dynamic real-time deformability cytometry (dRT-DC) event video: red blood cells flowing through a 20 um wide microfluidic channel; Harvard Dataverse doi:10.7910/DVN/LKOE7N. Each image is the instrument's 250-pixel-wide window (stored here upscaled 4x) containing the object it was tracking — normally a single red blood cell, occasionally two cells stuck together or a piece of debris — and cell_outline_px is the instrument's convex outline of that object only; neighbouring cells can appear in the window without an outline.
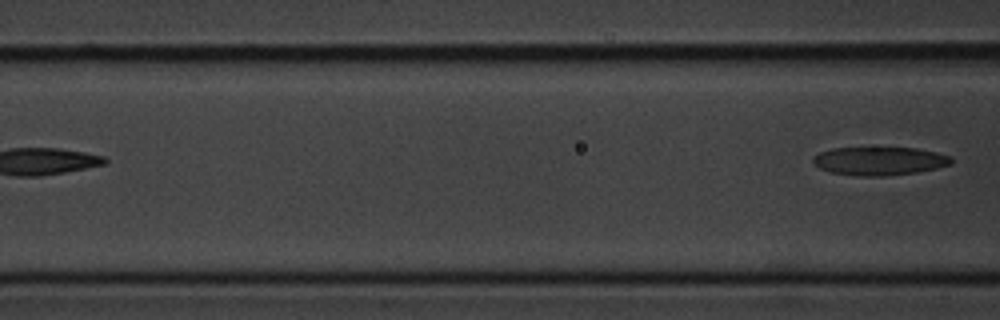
{"species": "common noctule bat (a hibernating species)", "species_latin": "Nyctalus noctula", "temperature_condition": "cold", "stored_images_in_passage": 4, "camera_frame_rate_fps": 3000, "um_per_image_px": 0.085, "animal": {"sex": "male", "body_mass_g": 20.1, "forearm_length_mm": 53.5}, "frame": {"image": 1, "passage_image": 4, "time_ms": 3.667, "image_size_px": [1000, 320], "cell_outline_px": [[952, 164], [936, 168], [916, 172], [884, 176], [860, 176], [828, 172], [812, 164], [812, 156], [820, 152], [832, 148], [916, 148], [936, 152], [952, 156]], "centroid_in_image_um": [74.72, 13.68], "position_along_channel_um": 91.9, "area_um2": 22.95}}